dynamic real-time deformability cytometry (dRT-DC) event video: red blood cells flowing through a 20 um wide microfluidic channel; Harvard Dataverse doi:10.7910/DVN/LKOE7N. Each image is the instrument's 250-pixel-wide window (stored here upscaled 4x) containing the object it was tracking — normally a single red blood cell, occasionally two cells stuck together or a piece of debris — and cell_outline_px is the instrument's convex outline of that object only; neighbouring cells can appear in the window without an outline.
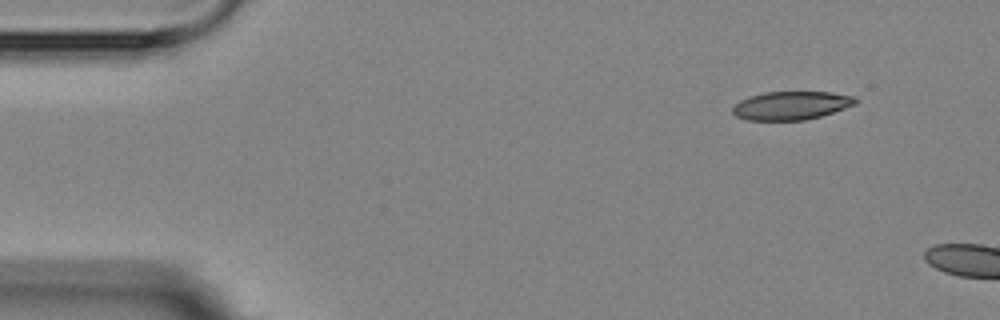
{"species": "Egyptian fruit bat (a non-hibernating species)", "species_latin": "Rousettus aegyptiacus", "temperature_condition": "room temperature", "stored_images_in_passage": 3, "camera_frame_rate_fps": 3000, "um_per_image_px": 0.085, "animal": {"sex": "female"}, "frame": {"image": 1, "passage_image": 1, "time_ms": 0.0, "image_size_px": [1000, 320], "cell_outline_px": [[856, 104], [820, 116], [804, 120], [744, 120], [736, 116], [732, 112], [732, 108], [740, 100], [748, 96], [764, 92], [828, 92], [856, 96]], "centroid_in_image_um": [67.22, 8.96], "position_along_channel_um": 17.8, "area_um2": 20.29}}